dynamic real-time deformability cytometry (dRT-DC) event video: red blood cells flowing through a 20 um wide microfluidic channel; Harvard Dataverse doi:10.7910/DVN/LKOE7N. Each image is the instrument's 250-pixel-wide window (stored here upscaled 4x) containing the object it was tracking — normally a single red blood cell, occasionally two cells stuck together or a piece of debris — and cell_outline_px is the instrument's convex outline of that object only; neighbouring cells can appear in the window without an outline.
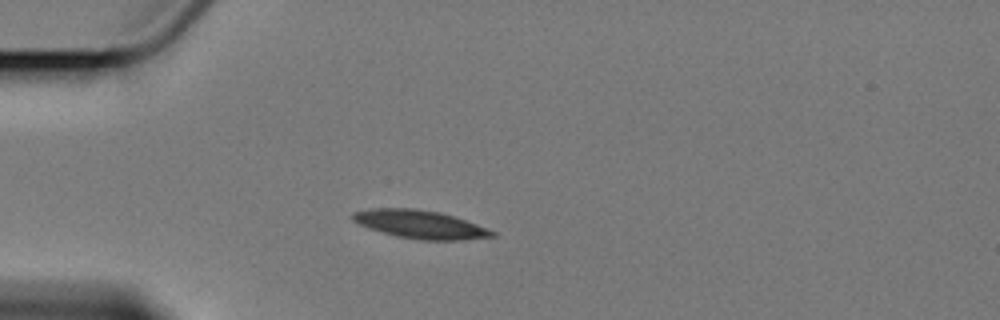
{"species": "Egyptian fruit bat (a non-hibernating species)", "species_latin": "Rousettus aegyptiacus", "temperature_condition": "cold", "stored_images_in_passage": 7, "camera_frame_rate_fps": 3000, "um_per_image_px": 0.085, "animal": {"sex": "female"}, "frame": {"image": 1, "passage_image": 1, "time_ms": 0.0, "image_size_px": [1000, 320], "cell_outline_px": [[496, 236], [460, 240], [420, 240], [396, 236], [368, 228], [352, 220], [352, 212], [376, 208], [412, 208], [440, 212], [488, 228], [496, 232]], "centroid_in_image_um": [35.71, 19.07], "position_along_channel_um": 49.3, "area_um2": 22.77}}
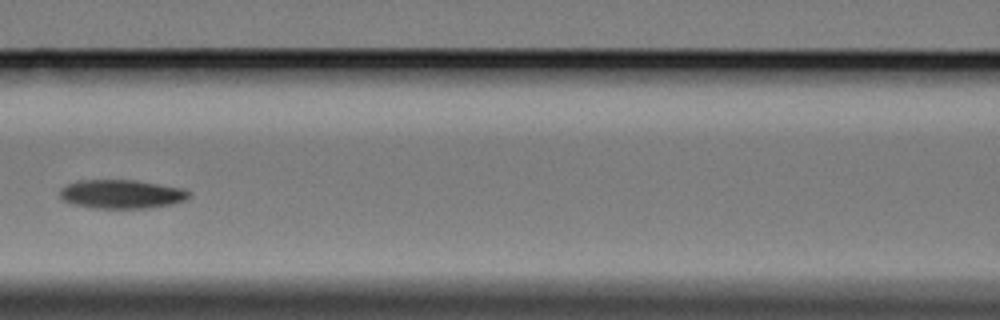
{"frame": {"image": 2, "passage_image": 4, "time_ms": 3.667, "image_size_px": [1000, 320], "cell_outline_px": [[192, 196], [184, 200], [172, 204], [152, 208], [92, 208], [72, 204], [64, 200], [60, 196], [60, 188], [64, 184], [76, 180], [136, 180], [184, 188], [192, 192]], "centroid_in_image_um": [10.34, 16.49], "position_along_channel_um": 156.3, "area_um2": 22.08}}
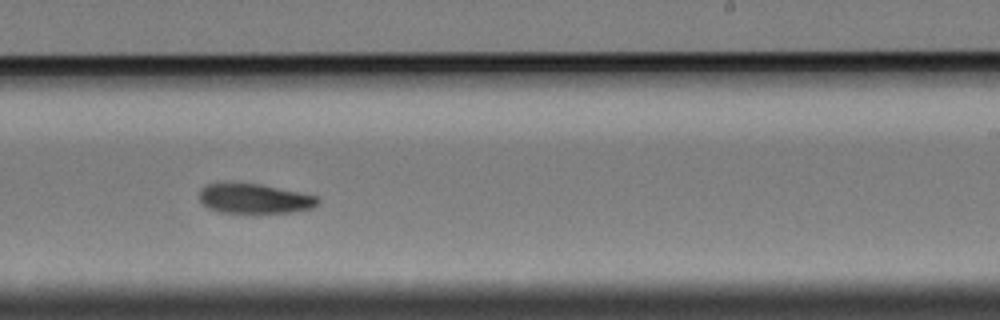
{"frame": {"image": 3, "passage_image": 7, "time_ms": 7.0, "image_size_px": [1000, 320], "cell_outline_px": [[320, 204], [312, 208], [296, 212], [256, 216], [220, 212], [208, 208], [200, 200], [200, 188], [208, 184], [260, 184], [316, 196], [320, 200]], "centroid_in_image_um": [21.67, 16.96], "position_along_channel_um": 267.3, "area_um2": 21.21}}